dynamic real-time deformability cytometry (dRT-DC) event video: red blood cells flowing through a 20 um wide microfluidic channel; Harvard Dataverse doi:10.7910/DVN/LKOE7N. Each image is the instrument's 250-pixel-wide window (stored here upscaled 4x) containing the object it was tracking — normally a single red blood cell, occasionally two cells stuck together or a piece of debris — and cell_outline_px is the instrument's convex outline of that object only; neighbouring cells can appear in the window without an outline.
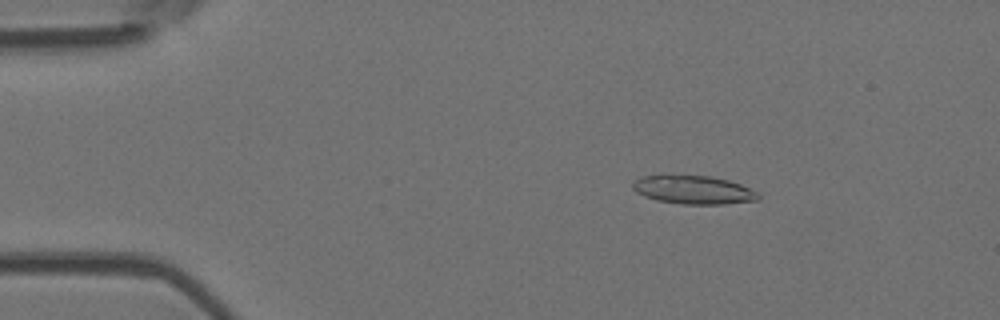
{"species": "Egyptian fruit bat (a non-hibernating species)", "species_latin": "Rousettus aegyptiacus", "temperature_condition": "room temperature", "stored_images_in_passage": 54, "camera_frame_rate_fps": 3000, "um_per_image_px": 0.085, "animal": {"sex": "female"}, "frame": {"image": 1, "passage_image": 9, "time_ms": 2.667, "image_size_px": [1000, 320], "cell_outline_px": [[760, 200], [724, 204], [684, 204], [656, 200], [644, 196], [636, 192], [632, 188], [632, 184], [640, 176], [660, 172], [712, 176], [728, 180], [740, 184], [760, 192]], "centroid_in_image_um": [58.9, 16.09], "position_along_channel_um": 26.1, "area_um2": 21.79}}
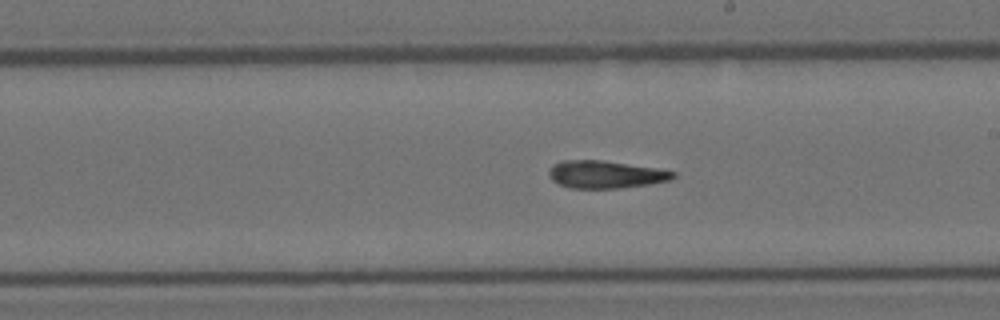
{"frame": {"image": 2, "passage_image": 31, "time_ms": 10.0, "image_size_px": [1000, 320], "cell_outline_px": [[676, 176], [668, 180], [648, 184], [620, 188], [568, 188], [552, 180], [548, 176], [548, 172], [552, 164], [560, 160], [600, 160], [656, 168], [676, 172]], "centroid_in_image_um": [51.41, 14.82], "position_along_channel_um": 237.6, "area_um2": 19.88}}
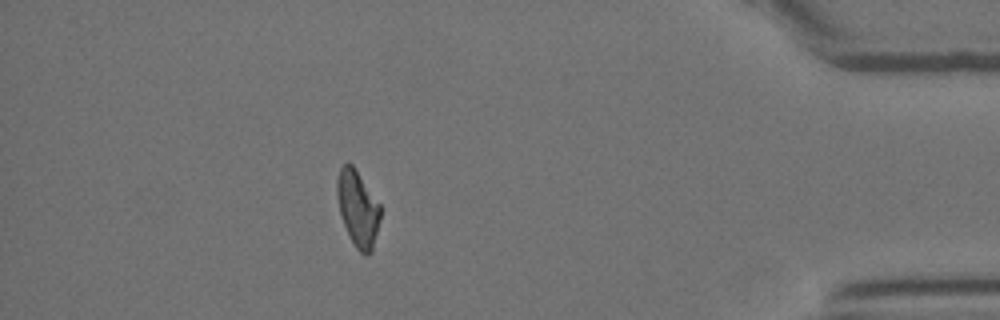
{"frame": {"image": 3, "passage_image": 48, "time_ms": 15.667, "image_size_px": [1000, 320], "cell_outline_px": [[380, 220], [372, 252], [368, 256], [364, 256], [356, 248], [340, 216], [336, 192], [336, 180], [340, 168], [348, 160], [352, 164], [380, 204]], "centroid_in_image_um": [30.41, 17.72], "position_along_channel_um": 404.8, "area_um2": 19.25}}